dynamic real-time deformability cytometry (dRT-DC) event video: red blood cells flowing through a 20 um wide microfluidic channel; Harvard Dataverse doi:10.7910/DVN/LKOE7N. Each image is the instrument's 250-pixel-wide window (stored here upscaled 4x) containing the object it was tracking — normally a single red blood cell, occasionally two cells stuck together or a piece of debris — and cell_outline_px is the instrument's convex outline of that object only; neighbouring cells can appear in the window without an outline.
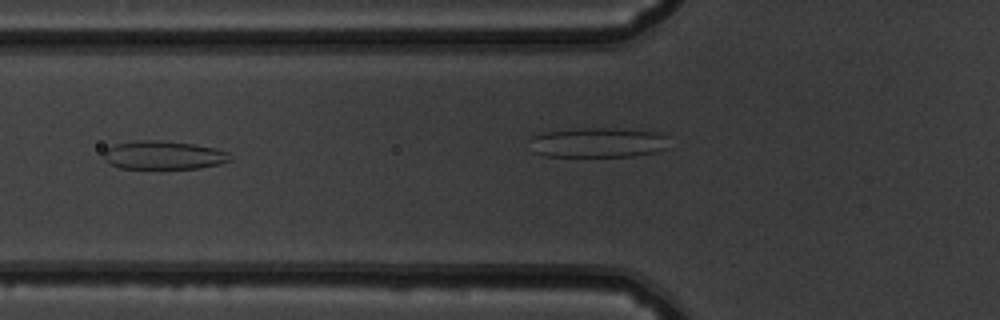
{"species": "common noctule bat (a hibernating species)", "species_latin": "Nyctalus noctula", "temperature_condition": "warm", "stored_images_in_passage": 26, "camera_frame_rate_fps": 3000, "um_per_image_px": 0.085, "animal": {"sex": "male", "body_mass_g": 19.5, "forearm_length_mm": 54.6}, "frame": {"image": 1, "passage_image": 5, "time_ms": 1.333, "image_size_px": [1000, 320], "cell_outline_px": [[232, 160], [220, 164], [200, 168], [120, 168], [108, 164], [104, 160], [104, 152], [108, 148], [116, 144], [136, 140], [160, 140], [192, 144], [216, 148], [228, 152]], "centroid_in_image_um": [13.9, 13.19], "position_along_channel_um": 111.9, "area_um2": 20.98}}
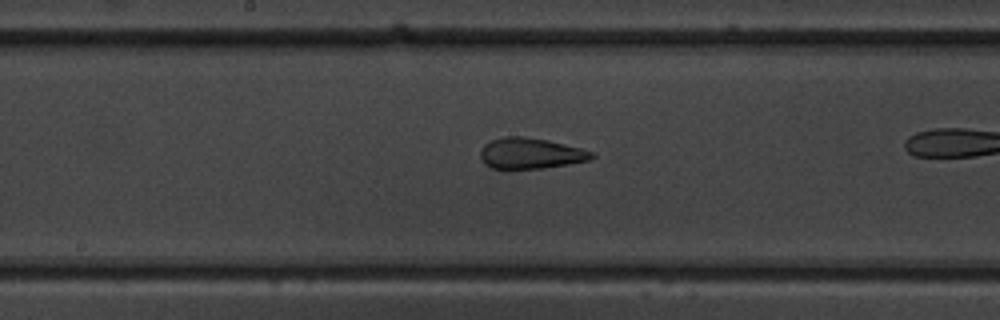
{"frame": {"image": 2, "passage_image": 12, "time_ms": 3.667, "image_size_px": [1000, 320], "cell_outline_px": [[596, 156], [588, 160], [568, 164], [544, 168], [492, 168], [484, 164], [480, 156], [480, 152], [484, 144], [492, 140], [504, 136], [524, 136], [548, 140], [580, 148], [592, 152]], "centroid_in_image_um": [45.08, 13.03], "position_along_channel_um": 203.1, "area_um2": 19.88}}
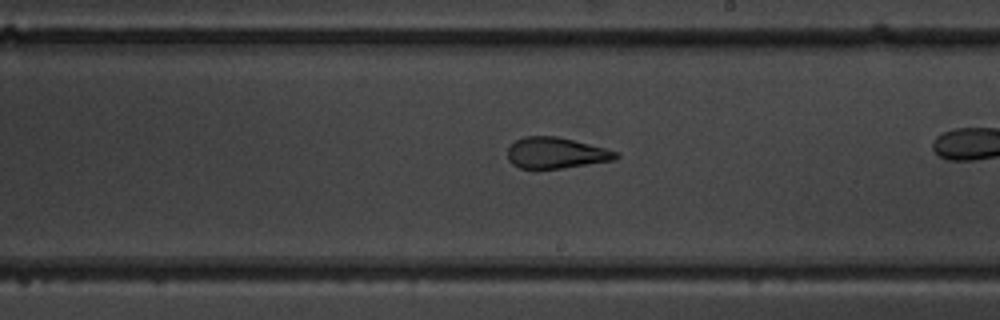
{"frame": {"image": 3, "passage_image": 15, "time_ms": 4.667, "image_size_px": [1000, 320], "cell_outline_px": [[620, 156], [616, 160], [564, 168], [536, 172], [520, 168], [512, 164], [508, 160], [508, 148], [516, 140], [524, 136], [556, 136], [620, 152]], "centroid_in_image_um": [47.24, 13.05], "position_along_channel_um": 241.8, "area_um2": 20.17}}